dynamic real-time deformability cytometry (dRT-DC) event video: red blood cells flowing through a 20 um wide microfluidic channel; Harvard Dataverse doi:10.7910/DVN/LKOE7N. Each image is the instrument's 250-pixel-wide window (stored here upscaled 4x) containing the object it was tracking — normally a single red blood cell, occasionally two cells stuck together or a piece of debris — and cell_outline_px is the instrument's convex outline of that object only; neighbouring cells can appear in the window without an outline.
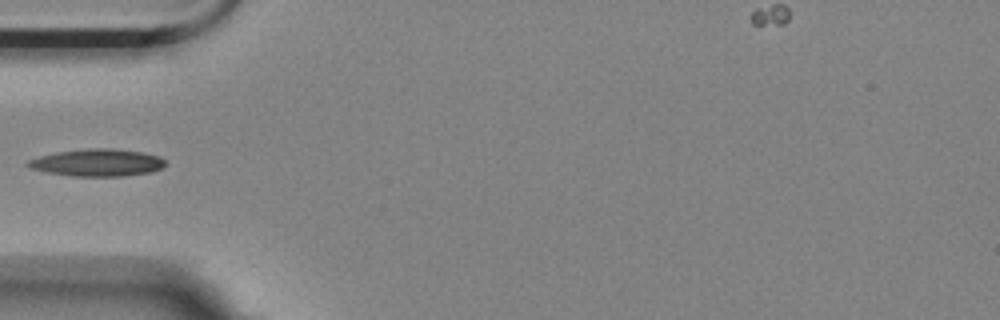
{"species": "Egyptian fruit bat (a non-hibernating species)", "species_latin": "Rousettus aegyptiacus", "temperature_condition": "room temperature", "stored_images_in_passage": 2, "camera_frame_rate_fps": 3000, "um_per_image_px": 0.085, "animal": {"sex": "female"}, "frame": {"image": 1, "passage_image": 2, "time_ms": 0.333, "image_size_px": [1000, 320], "cell_outline_px": [[168, 164], [164, 168], [152, 172], [124, 176], [72, 176], [48, 172], [28, 168], [24, 164], [28, 160], [40, 156], [56, 152], [88, 148], [112, 148], [144, 152], [160, 156]], "centroid_in_image_um": [8.31, 13.82], "position_along_channel_um": 76.7, "area_um2": 22.14}}